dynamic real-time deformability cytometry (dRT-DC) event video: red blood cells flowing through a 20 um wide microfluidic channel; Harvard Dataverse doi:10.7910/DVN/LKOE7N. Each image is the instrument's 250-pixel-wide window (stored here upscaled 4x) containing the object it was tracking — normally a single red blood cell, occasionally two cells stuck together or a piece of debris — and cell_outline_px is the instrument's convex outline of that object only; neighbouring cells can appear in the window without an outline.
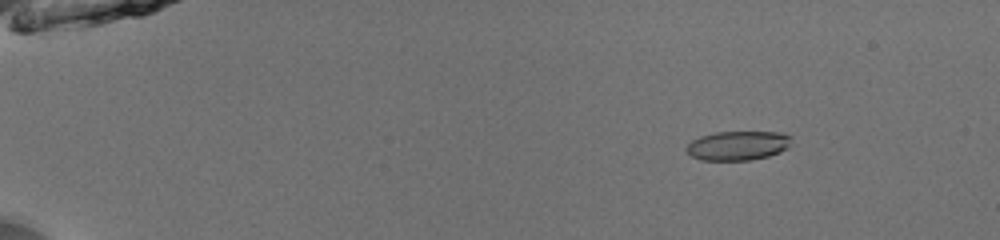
{"species": "common noctule bat (a hibernating species)", "species_latin": "Nyctalus noctula", "temperature_condition": "room temperature", "stored_images_in_passage": 50, "camera_frame_rate_fps": 3000, "um_per_image_px": 0.085, "animal": {"sex": "male", "body_mass_g": 13.0, "forearm_length_mm": 53.1}, "frame": {"image": 1, "passage_image": 5, "time_ms": 1.333, "image_size_px": [1000, 240], "cell_outline_px": [[792, 144], [788, 148], [780, 152], [768, 156], [752, 160], [700, 160], [692, 156], [684, 148], [692, 140], [700, 136], [716, 132], [784, 132], [792, 136]], "centroid_in_image_um": [62.76, 12.37], "position_along_channel_um": 22.2, "area_um2": 18.15}}
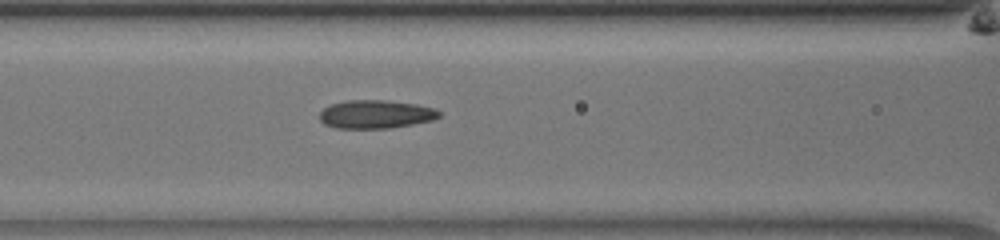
{"frame": {"image": 2, "passage_image": 22, "time_ms": 7.0, "image_size_px": [1000, 240], "cell_outline_px": [[440, 116], [432, 120], [392, 128], [336, 128], [324, 124], [320, 120], [320, 112], [324, 108], [332, 104], [344, 100], [384, 100], [416, 104], [436, 108], [440, 112]], "centroid_in_image_um": [31.94, 9.71], "position_along_channel_um": 134.7, "area_um2": 19.77}}
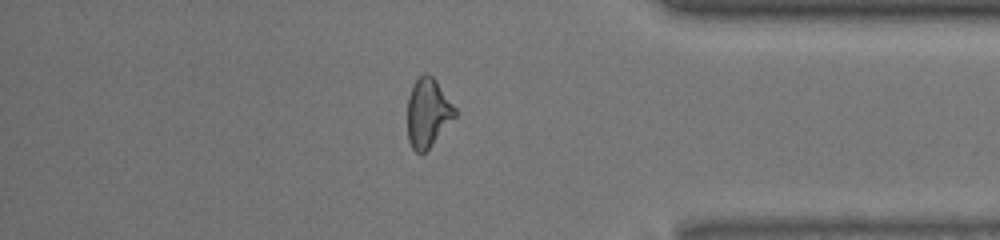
{"frame": {"image": 3, "passage_image": 43, "time_ms": 14.0, "image_size_px": [1000, 240], "cell_outline_px": [[456, 116], [432, 144], [424, 152], [416, 152], [412, 148], [408, 140], [408, 96], [412, 84], [424, 72], [428, 72], [436, 80], [456, 108]], "centroid_in_image_um": [36.36, 9.55], "position_along_channel_um": 398.8, "area_um2": 18.96}, "authors_computed_cell_mechanics": {"area_um2": 19.1029, "velocity_mm_per_s": 3.9739, "shape_relaxation_time_tau1_ms": 5.5871, "shape_relaxation_time_tau2_ms": 1.8727, "deformation_change_tau1": 0.157, "deformation_change_tau2": 0.1047}}